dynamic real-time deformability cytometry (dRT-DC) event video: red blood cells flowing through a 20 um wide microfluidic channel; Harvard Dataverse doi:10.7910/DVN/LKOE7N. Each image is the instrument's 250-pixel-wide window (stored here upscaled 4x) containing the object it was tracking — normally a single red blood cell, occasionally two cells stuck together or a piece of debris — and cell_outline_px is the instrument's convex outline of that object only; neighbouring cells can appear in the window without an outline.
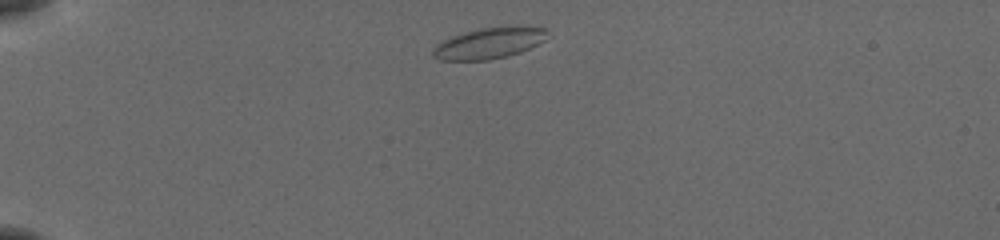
{"species": "common noctule bat (a hibernating species)", "species_latin": "Nyctalus noctula", "temperature_condition": "cold", "stored_images_in_passage": 41, "camera_frame_rate_fps": 3000, "um_per_image_px": 0.085, "animal": {"sex": "female", "body_mass_g": 19.5, "forearm_length_mm": 54.1}, "frame": {"image": 1, "passage_image": 1, "time_ms": 0.0, "image_size_px": [1000, 240], "cell_outline_px": [[552, 36], [520, 52], [508, 56], [488, 60], [440, 60], [432, 56], [432, 48], [436, 44], [452, 36], [464, 32], [480, 28], [512, 24], [544, 28]], "centroid_in_image_um": [41.6, 3.64], "position_along_channel_um": 43.4, "area_um2": 21.15}}
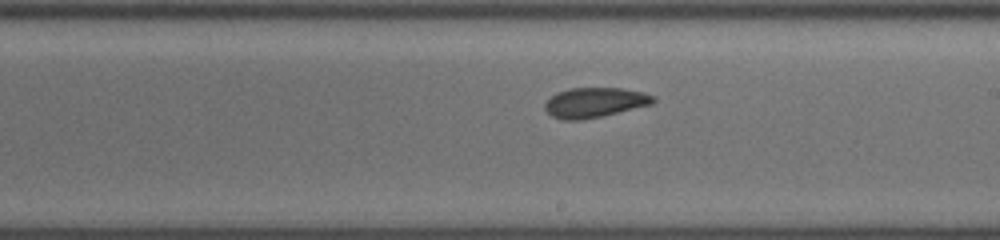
{"frame": {"image": 2, "passage_image": 20, "time_ms": 6.333, "image_size_px": [1000, 240], "cell_outline_px": [[656, 100], [652, 104], [600, 116], [580, 120], [560, 120], [552, 116], [544, 108], [544, 104], [556, 92], [568, 88], [620, 88], [644, 92], [656, 96]], "centroid_in_image_um": [50.54, 8.7], "position_along_channel_um": 238.5, "area_um2": 18.84}}
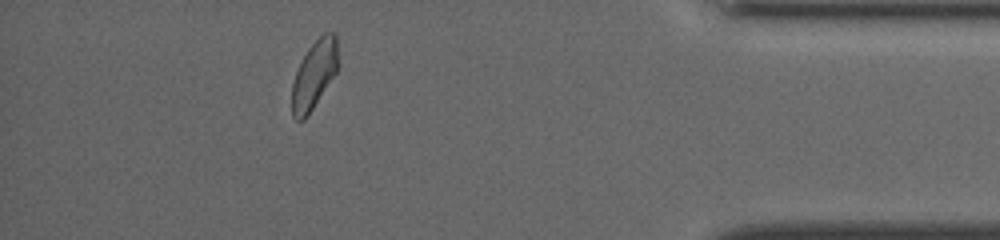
{"frame": {"image": 3, "passage_image": 36, "time_ms": 11.667, "image_size_px": [1000, 240], "cell_outline_px": [[340, 64], [336, 72], [308, 116], [304, 120], [296, 120], [292, 116], [292, 84], [296, 72], [308, 48], [324, 32], [336, 32]], "centroid_in_image_um": [26.74, 6.33], "position_along_channel_um": 408.5, "area_um2": 18.5}, "authors_computed_cell_mechanics": {"area_um2": 18.9584, "velocity_mm_per_s": 3.8455, "shape_relaxation_time_tau1_ms": 11.1071, "shape_relaxation_time_tau2_ms": 1.9478, "deformation_change_tau1": 0.1366, "deformation_change_tau2": 0.0623}}